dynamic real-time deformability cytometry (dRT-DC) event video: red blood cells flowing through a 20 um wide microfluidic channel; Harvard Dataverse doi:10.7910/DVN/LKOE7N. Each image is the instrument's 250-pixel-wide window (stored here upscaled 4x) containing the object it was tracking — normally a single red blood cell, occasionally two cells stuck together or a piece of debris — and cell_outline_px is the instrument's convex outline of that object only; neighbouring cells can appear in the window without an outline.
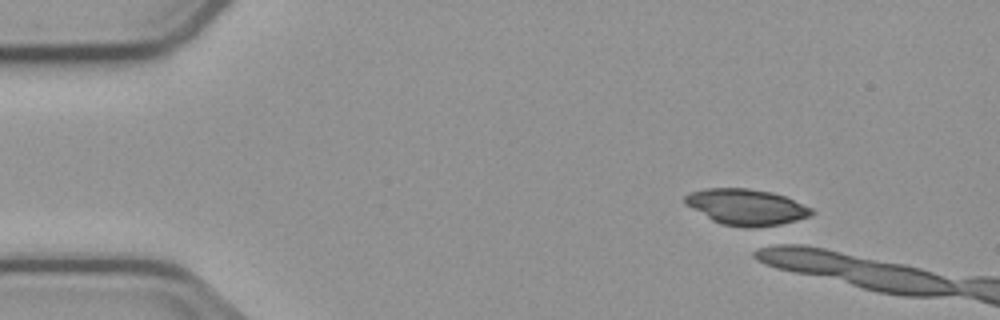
{"species": "common noctule bat (a hibernating species)", "species_latin": "Nyctalus noctula", "temperature_condition": "cold", "stored_images_in_passage": 1, "camera_frame_rate_fps": 3000, "um_per_image_px": 0.085, "animal": {"sex": "male", "body_mass_g": 23.1, "forearm_length_mm": 52.7}, "frame": {"image": 1, "passage_image": 1, "time_ms": 0.0, "image_size_px": [1000, 320], "cell_outline_px": [[816, 212], [812, 216], [780, 224], [756, 228], [744, 228], [720, 224], [712, 220], [684, 204], [684, 196], [692, 192], [704, 188], [748, 188], [772, 192], [784, 196], [812, 208]], "centroid_in_image_um": [63.43, 17.6], "position_along_channel_um": 21.6, "area_um2": 26.76}}